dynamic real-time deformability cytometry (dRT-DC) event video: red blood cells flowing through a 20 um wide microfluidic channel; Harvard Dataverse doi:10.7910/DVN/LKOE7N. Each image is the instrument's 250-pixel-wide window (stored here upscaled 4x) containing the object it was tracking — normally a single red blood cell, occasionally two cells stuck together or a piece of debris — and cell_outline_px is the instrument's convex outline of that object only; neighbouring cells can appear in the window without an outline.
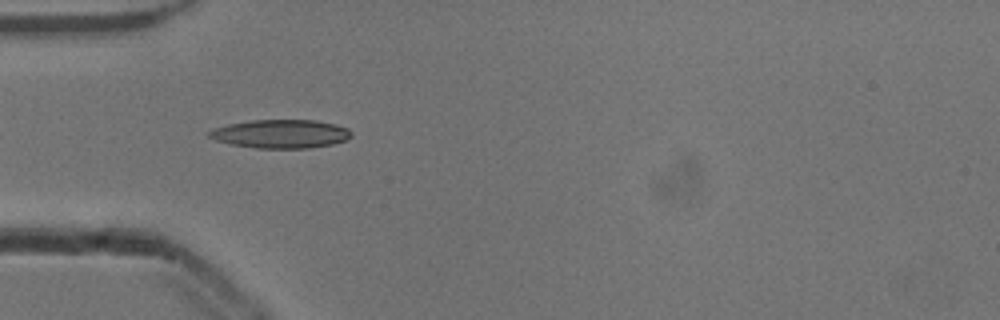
{"species": "common noctule bat (a hibernating species)", "species_latin": "Nyctalus noctula", "temperature_condition": "cold", "stored_images_in_passage": 37, "camera_frame_rate_fps": 3000, "um_per_image_px": 0.085, "animal": {"sex": "male", "body_mass_g": 13.3}, "frame": {"image": 1, "passage_image": 3, "time_ms": 0.667, "image_size_px": [1000, 320], "cell_outline_px": [[352, 136], [348, 140], [332, 144], [308, 148], [256, 148], [232, 144], [216, 140], [208, 136], [208, 132], [212, 128], [228, 124], [252, 120], [316, 120], [336, 124], [348, 128], [352, 132]], "centroid_in_image_um": [23.89, 11.37], "position_along_channel_um": 61.1, "area_um2": 23.76}}
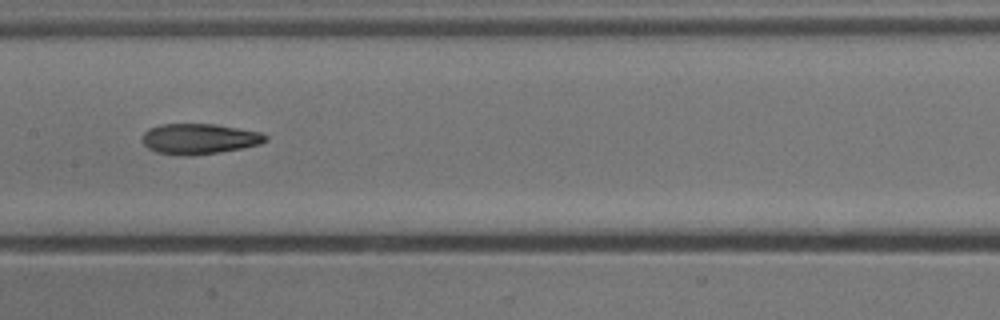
{"frame": {"image": 2, "passage_image": 13, "time_ms": 4.0, "image_size_px": [1000, 320], "cell_outline_px": [[268, 140], [260, 144], [220, 152], [192, 156], [180, 156], [156, 152], [148, 148], [144, 144], [144, 132], [148, 128], [160, 124], [216, 124], [264, 132], [268, 136]], "centroid_in_image_um": [16.97, 11.8], "position_along_channel_um": 190.4, "area_um2": 22.14}}
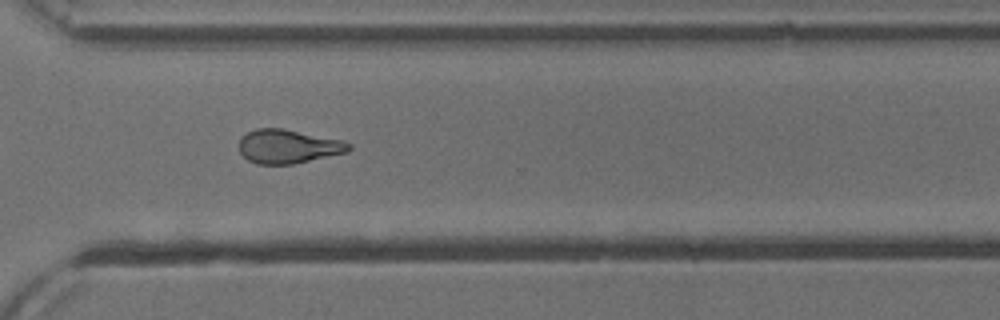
{"frame": {"image": 3, "passage_image": 25, "time_ms": 8.0, "image_size_px": [1000, 320], "cell_outline_px": [[352, 148], [348, 152], [292, 164], [256, 164], [248, 160], [240, 152], [240, 140], [248, 132], [256, 128], [284, 128], [344, 140], [352, 144]], "centroid_in_image_um": [24.54, 12.44], "position_along_channel_um": 346.1, "area_um2": 21.73}, "authors_computed_cell_mechanics": {"area_um2": 21.9062, "velocity_mm_per_s": 3.9041, "shape_relaxation_time_tau1_ms": 8.7652, "shape_relaxation_time_tau2_ms": 3.403, "deformation_change_tau1": 0.2213, "deformation_change_tau2": 0.1262}}